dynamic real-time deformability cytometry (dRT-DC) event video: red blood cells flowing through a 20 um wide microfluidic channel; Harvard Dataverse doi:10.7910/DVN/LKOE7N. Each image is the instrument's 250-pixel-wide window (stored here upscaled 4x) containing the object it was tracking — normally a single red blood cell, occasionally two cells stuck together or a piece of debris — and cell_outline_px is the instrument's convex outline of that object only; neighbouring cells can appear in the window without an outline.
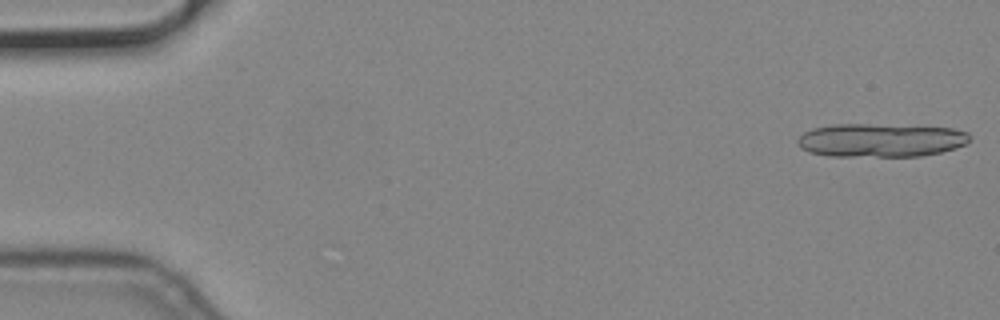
{"species": "common noctule bat (a hibernating species)", "species_latin": "Nyctalus noctula", "temperature_condition": "cold", "stored_images_in_passage": 10, "camera_frame_rate_fps": 3000, "um_per_image_px": 0.085, "animal": {"sex": "male", "body_mass_g": 19.2, "forearm_length_mm": 51.8}, "frame": {"image": 1, "passage_image": 1, "time_ms": 0.0, "image_size_px": [1000, 320], "cell_outline_px": [[972, 140], [964, 144], [940, 152], [920, 156], [828, 156], [808, 152], [800, 148], [796, 140], [804, 132], [812, 128], [836, 124], [868, 124], [952, 128], [968, 132], [972, 136]], "centroid_in_image_um": [74.83, 11.92], "position_along_channel_um": 10.2, "area_um2": 33.64}}